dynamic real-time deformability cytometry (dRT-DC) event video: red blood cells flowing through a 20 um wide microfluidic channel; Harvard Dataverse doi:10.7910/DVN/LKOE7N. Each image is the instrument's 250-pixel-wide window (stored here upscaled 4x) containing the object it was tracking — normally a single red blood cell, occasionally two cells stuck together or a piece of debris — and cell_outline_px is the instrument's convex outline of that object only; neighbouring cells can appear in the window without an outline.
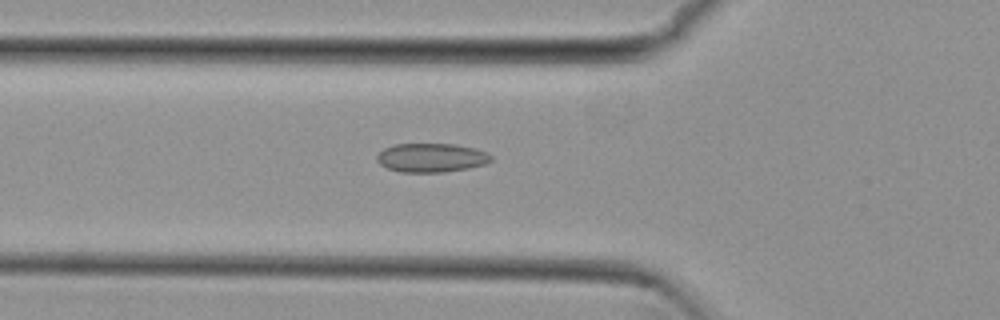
{"species": "common noctule bat (a hibernating species)", "species_latin": "Nyctalus noctula", "temperature_condition": "cold", "stored_images_in_passage": 44, "camera_frame_rate_fps": 3000, "um_per_image_px": 0.085, "animal": {"sex": "female", "body_mass_g": 29.2, "forearm_length_mm": 56.3}, "frame": {"image": 1, "passage_image": 9, "time_ms": 2.667, "image_size_px": [1000, 320], "cell_outline_px": [[492, 160], [484, 164], [468, 168], [444, 172], [400, 172], [388, 168], [380, 164], [376, 160], [376, 156], [384, 148], [396, 144], [456, 144], [488, 152], [492, 156]], "centroid_in_image_um": [36.66, 13.4], "position_along_channel_um": 89.1, "area_um2": 19.19}}
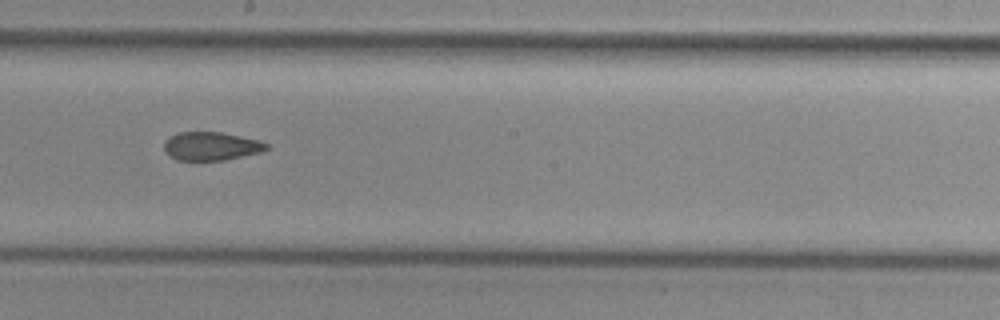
{"frame": {"image": 2, "passage_image": 20, "time_ms": 6.333, "image_size_px": [1000, 320], "cell_outline_px": [[268, 148], [264, 152], [224, 160], [176, 160], [164, 148], [164, 140], [168, 136], [176, 132], [220, 132], [260, 140], [268, 144]], "centroid_in_image_um": [17.97, 12.41], "position_along_channel_um": 230.2, "area_um2": 17.05}}
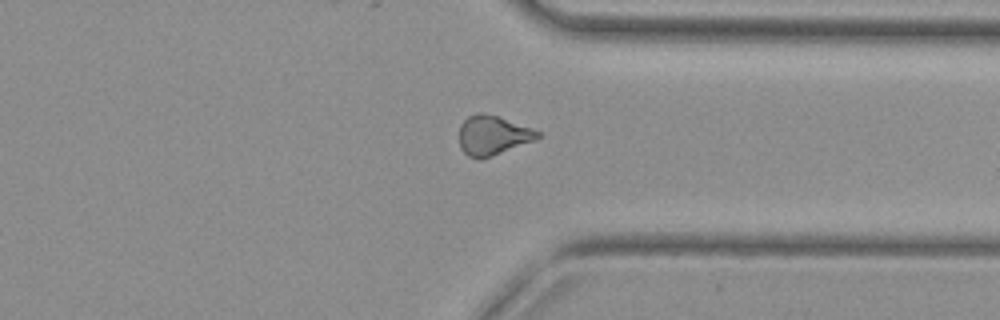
{"frame": {"image": 3, "passage_image": 31, "time_ms": 10.0, "image_size_px": [1000, 320], "cell_outline_px": [[540, 136], [536, 140], [480, 160], [468, 156], [460, 148], [460, 124], [468, 116], [476, 112], [480, 112], [496, 116], [532, 128], [540, 132]], "centroid_in_image_um": [41.87, 11.51], "position_along_channel_um": 369.5, "area_um2": 17.98}, "authors_computed_cell_mechanics": {"area_um2": 18.0914, "velocity_mm_per_s": 3.8325, "shape_relaxation_time_tau1_ms": null, "shape_relaxation_time_tau2_ms": 2.7188, "deformation_change_tau1": null, "deformation_change_tau2": 0.0896}}